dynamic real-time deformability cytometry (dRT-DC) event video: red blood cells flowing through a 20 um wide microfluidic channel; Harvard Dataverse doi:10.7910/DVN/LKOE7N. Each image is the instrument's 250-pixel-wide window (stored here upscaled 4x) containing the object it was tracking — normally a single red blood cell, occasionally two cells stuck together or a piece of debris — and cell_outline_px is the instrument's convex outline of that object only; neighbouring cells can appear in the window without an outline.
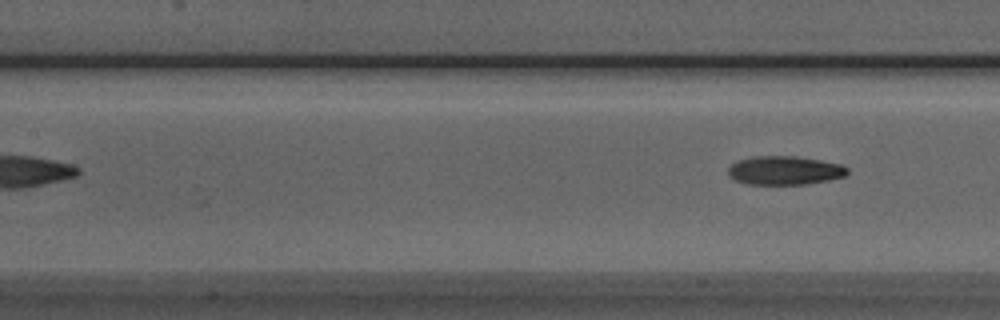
{"species": "Egyptian fruit bat (a non-hibernating species)", "species_latin": "Rousettus aegyptiacus", "temperature_condition": "room temperature", "stored_images_in_passage": 5, "camera_frame_rate_fps": 3000, "um_per_image_px": 0.085, "animal": {"sex": "male"}, "frame": {"image": 1, "passage_image": 5, "time_ms": 4.667, "image_size_px": [1000, 320], "cell_outline_px": [[848, 172], [844, 176], [828, 180], [804, 184], [748, 184], [736, 180], [728, 176], [728, 168], [736, 160], [752, 156], [796, 156], [820, 160], [840, 164], [848, 168]], "centroid_in_image_um": [66.66, 14.48], "position_along_channel_um": 140.7, "area_um2": 19.94}}